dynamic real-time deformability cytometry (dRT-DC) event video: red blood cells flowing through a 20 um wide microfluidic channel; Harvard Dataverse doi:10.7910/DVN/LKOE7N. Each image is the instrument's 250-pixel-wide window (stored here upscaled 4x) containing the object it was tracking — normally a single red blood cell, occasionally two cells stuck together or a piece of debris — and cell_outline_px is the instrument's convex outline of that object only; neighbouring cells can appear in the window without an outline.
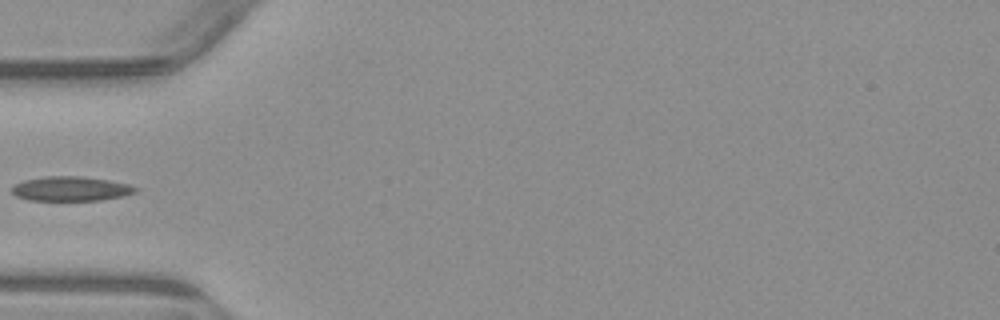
{"species": "common noctule bat (a hibernating species)", "species_latin": "Nyctalus noctula", "temperature_condition": "warm", "stored_images_in_passage": 4, "camera_frame_rate_fps": 3000, "um_per_image_px": 0.085, "animal": {"sex": "male", "body_mass_g": 23.1, "forearm_length_mm": 52.7}, "frame": {"image": 1, "passage_image": 4, "time_ms": 4.333, "image_size_px": [1000, 320], "cell_outline_px": [[140, 188], [136, 192], [124, 196], [100, 200], [28, 200], [16, 196], [12, 192], [12, 184], [24, 180], [44, 176], [80, 176], [108, 180], [128, 184]], "centroid_in_image_um": [6.01, 16.04], "position_along_channel_um": 79.0, "area_um2": 17.74}}